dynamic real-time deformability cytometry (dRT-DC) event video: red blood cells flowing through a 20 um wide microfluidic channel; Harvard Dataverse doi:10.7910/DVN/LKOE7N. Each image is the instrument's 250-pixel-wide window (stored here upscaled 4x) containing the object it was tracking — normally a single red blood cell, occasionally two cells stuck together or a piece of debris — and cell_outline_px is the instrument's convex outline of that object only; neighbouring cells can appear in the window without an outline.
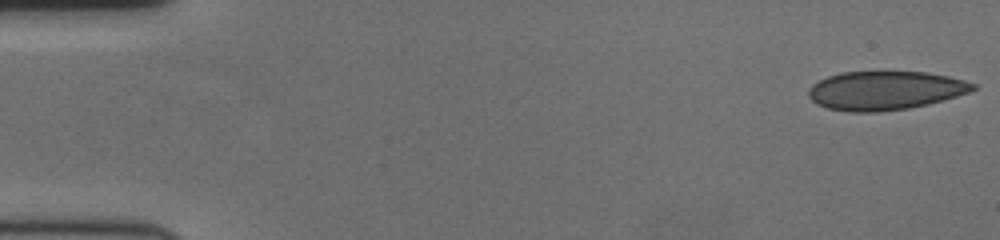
{"species": "human", "species_latin": "Homo sapiens", "temperature_condition": "cold", "stored_images_in_passage": 57, "camera_frame_rate_fps": 3000, "um_per_image_px": 0.085, "donor": {"sex": "female"}, "frame": {"image": 1, "passage_image": 1, "time_ms": 0.0, "image_size_px": [1000, 240], "cell_outline_px": [[976, 88], [968, 92], [944, 100], [928, 104], [908, 108], [880, 112], [848, 112], [828, 108], [816, 104], [808, 96], [808, 88], [812, 84], [828, 76], [844, 72], [880, 68], [884, 68], [928, 72], [948, 76], [964, 80], [976, 84]], "centroid_in_image_um": [75.22, 7.64], "position_along_channel_um": 9.8, "area_um2": 38.44}}
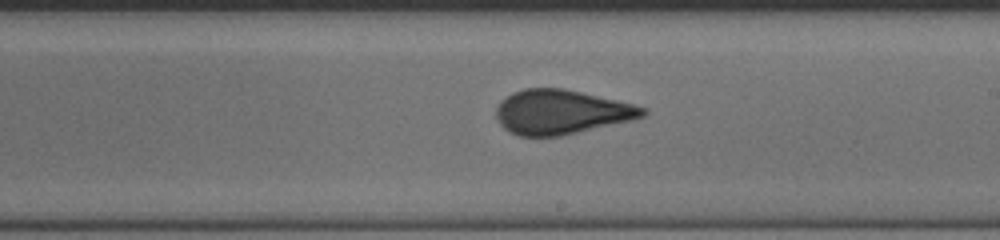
{"frame": {"image": 2, "passage_image": 33, "time_ms": 10.667, "image_size_px": [1000, 240], "cell_outline_px": [[648, 112], [644, 116], [632, 120], [560, 136], [520, 136], [508, 132], [500, 124], [496, 116], [496, 108], [500, 100], [512, 92], [524, 88], [564, 88], [616, 100], [648, 108]], "centroid_in_image_um": [47.68, 9.52], "position_along_channel_um": 241.3, "area_um2": 37.97}}
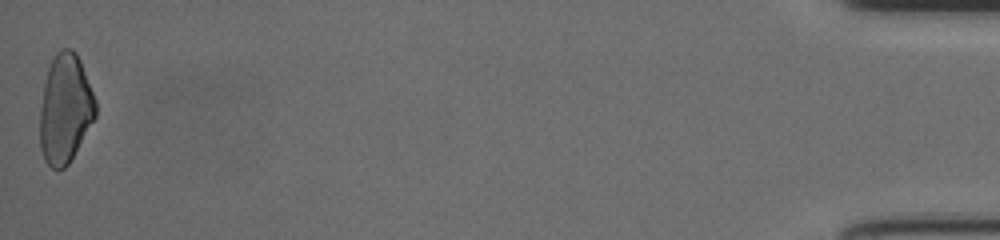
{"frame": {"image": 3, "passage_image": 57, "time_ms": 18.667, "image_size_px": [1000, 240], "cell_outline_px": [[96, 116], [68, 164], [64, 168], [52, 168], [44, 160], [40, 148], [40, 108], [44, 84], [48, 68], [56, 52], [64, 48], [72, 48], [76, 52], [80, 60], [96, 100]], "centroid_in_image_um": [5.53, 9.23], "position_along_channel_um": 429.7, "area_um2": 35.2}, "authors_computed_cell_mechanics": {"area_um2": 38.0324, "velocity_mm_per_s": 3.5823, "shape_relaxation_time_tau1_ms": 9.5055, "shape_relaxation_time_tau2_ms": 0.7656, "deformation_change_tau1": 0.1877, "deformation_change_tau2": 0.0588}}